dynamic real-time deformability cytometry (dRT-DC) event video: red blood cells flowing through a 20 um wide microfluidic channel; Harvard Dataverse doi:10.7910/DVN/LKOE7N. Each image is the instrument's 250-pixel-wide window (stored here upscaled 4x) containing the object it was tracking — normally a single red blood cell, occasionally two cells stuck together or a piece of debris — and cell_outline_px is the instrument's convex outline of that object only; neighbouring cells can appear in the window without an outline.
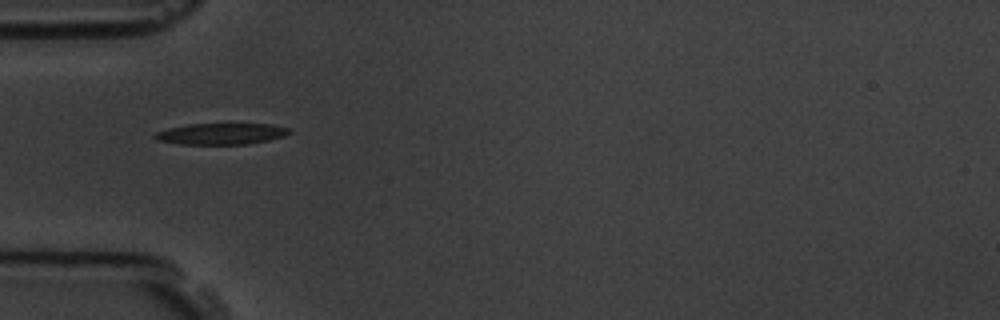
{"species": "common noctule bat (a hibernating species)", "species_latin": "Nyctalus noctula", "temperature_condition": "room temperature", "stored_images_in_passage": 4, "camera_frame_rate_fps": 3000, "um_per_image_px": 0.085, "animal": {"sex": "male", "body_mass_g": 19.5, "forearm_length_mm": 54.6}, "frame": {"image": 1, "passage_image": 1, "time_ms": 0.0, "image_size_px": [1000, 320], "cell_outline_px": [[292, 132], [284, 136], [268, 140], [248, 144], [180, 144], [156, 140], [152, 136], [156, 132], [168, 128], [188, 124], [272, 124], [288, 128]], "centroid_in_image_um": [18.78, 11.37], "position_along_channel_um": 66.2, "area_um2": 16.65}}
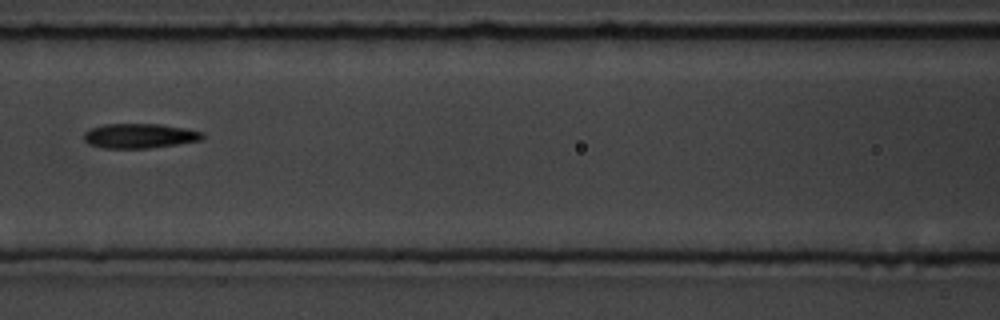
{"frame": {"image": 2, "passage_image": 3, "time_ms": 2.333, "image_size_px": [1000, 320], "cell_outline_px": [[204, 136], [200, 140], [176, 144], [148, 148], [104, 148], [88, 144], [84, 140], [84, 132], [92, 128], [104, 124], [160, 124], [184, 128], [204, 132]], "centroid_in_image_um": [11.84, 11.54], "position_along_channel_um": 154.8, "area_um2": 16.94}}
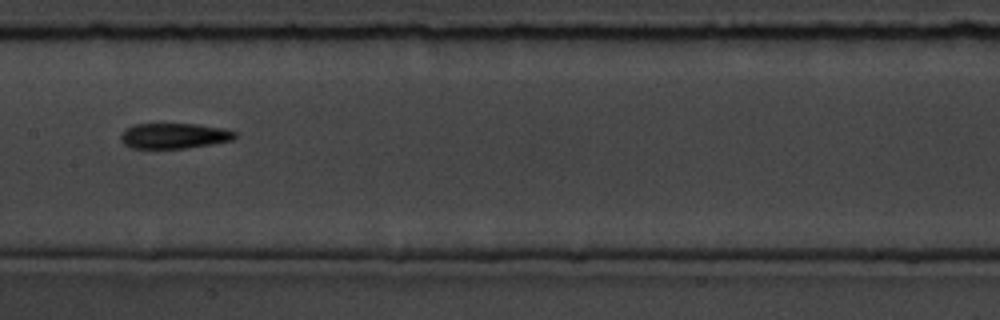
{"frame": {"image": 3, "passage_image": 4, "time_ms": 3.333, "image_size_px": [1000, 320], "cell_outline_px": [[236, 136], [232, 140], [212, 144], [184, 148], [132, 148], [124, 144], [120, 140], [120, 136], [124, 128], [132, 124], [196, 124], [224, 128], [236, 132]], "centroid_in_image_um": [14.77, 11.54], "position_along_channel_um": 192.6, "area_um2": 16.99}}